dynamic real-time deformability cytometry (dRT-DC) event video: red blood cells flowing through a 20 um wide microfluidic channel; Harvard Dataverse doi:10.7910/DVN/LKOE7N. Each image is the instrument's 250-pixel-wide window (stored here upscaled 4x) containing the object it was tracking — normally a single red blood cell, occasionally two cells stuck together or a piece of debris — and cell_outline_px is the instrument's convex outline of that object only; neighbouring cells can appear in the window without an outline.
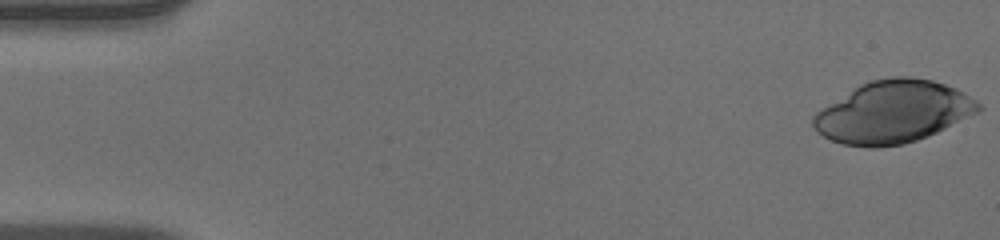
{"species": "human", "species_latin": "Homo sapiens", "temperature_condition": "warm", "stored_images_in_passage": 51, "camera_frame_rate_fps": 3000, "um_per_image_px": 0.085, "donor": {"sex": "male"}, "frame": {"image": 1, "passage_image": 1, "time_ms": 0.0, "image_size_px": [1000, 240], "cell_outline_px": [[984, 108], [936, 132], [916, 140], [904, 144], [876, 148], [868, 148], [844, 144], [832, 140], [824, 136], [812, 124], [812, 116], [816, 112], [860, 84], [872, 80], [892, 76], [908, 76], [932, 80], [956, 88], [964, 92], [976, 100]], "centroid_in_image_um": [75.91, 9.51], "position_along_channel_um": 9.1, "area_um2": 59.3}}
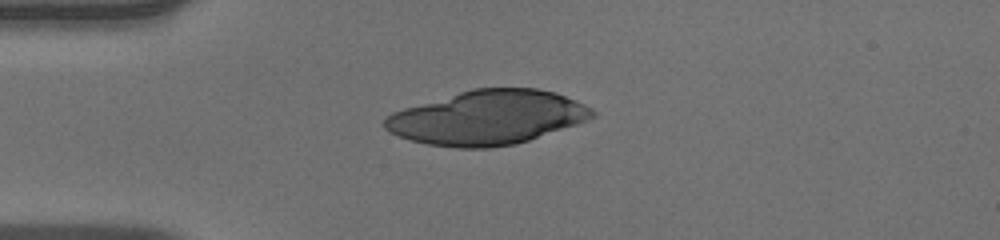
{"frame": {"image": 2, "passage_image": 13, "time_ms": 4.0, "image_size_px": [1000, 240], "cell_outline_px": [[596, 116], [576, 124], [516, 144], [492, 148], [456, 148], [428, 144], [412, 140], [388, 132], [384, 128], [384, 120], [392, 112], [404, 108], [472, 88], [536, 88], [556, 92], [576, 100], [592, 108], [596, 112]], "centroid_in_image_um": [41.44, 9.99], "position_along_channel_um": 43.6, "area_um2": 65.37}}